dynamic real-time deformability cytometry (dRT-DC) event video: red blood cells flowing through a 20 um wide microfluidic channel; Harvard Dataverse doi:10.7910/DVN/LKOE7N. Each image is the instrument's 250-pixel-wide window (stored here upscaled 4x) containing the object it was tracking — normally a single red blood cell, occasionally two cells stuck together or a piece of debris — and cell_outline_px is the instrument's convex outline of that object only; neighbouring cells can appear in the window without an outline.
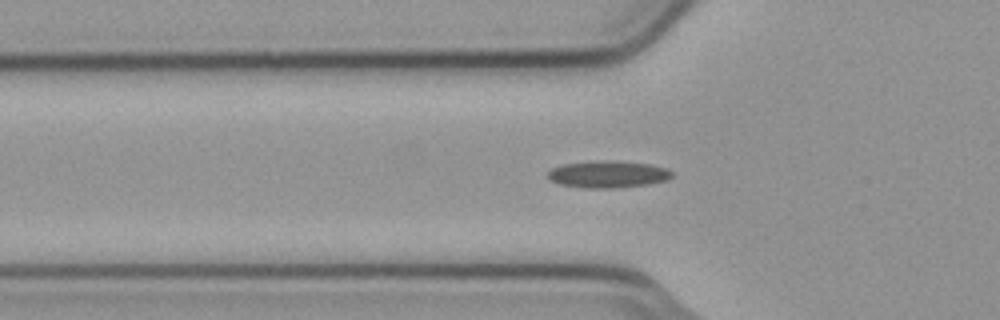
{"species": "common noctule bat (a hibernating species)", "species_latin": "Nyctalus noctula", "temperature_condition": "cold", "stored_images_in_passage": 47, "camera_frame_rate_fps": 3000, "um_per_image_px": 0.085, "animal": {"sex": "male", "body_mass_g": 23.1, "forearm_length_mm": 52.7}, "frame": {"image": 1, "passage_image": 18, "time_ms": 5.667, "image_size_px": [1000, 320], "cell_outline_px": [[672, 176], [668, 180], [648, 184], [616, 188], [584, 188], [560, 184], [552, 180], [548, 176], [548, 172], [552, 168], [564, 164], [604, 160], [648, 164], [664, 168], [672, 172]], "centroid_in_image_um": [51.68, 14.82], "position_along_channel_um": 74.1, "area_um2": 19.19}}
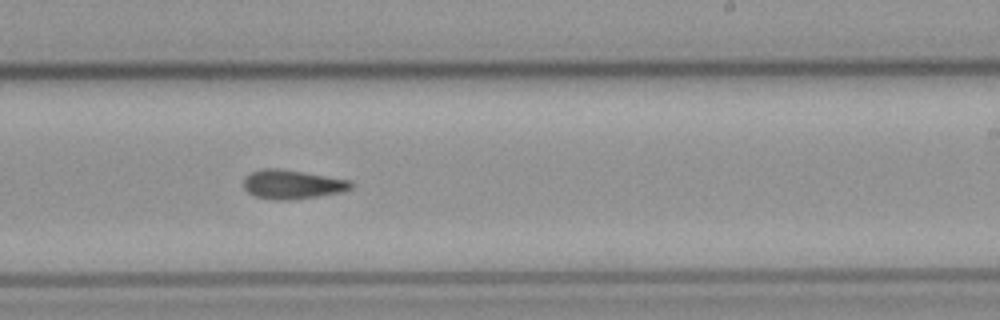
{"frame": {"image": 2, "passage_image": 33, "time_ms": 10.667, "image_size_px": [1000, 320], "cell_outline_px": [[352, 188], [340, 192], [292, 200], [276, 200], [256, 196], [248, 192], [244, 188], [244, 176], [252, 172], [264, 168], [276, 168], [348, 180], [352, 184]], "centroid_in_image_um": [24.78, 15.68], "position_along_channel_um": 264.2, "area_um2": 17.74}}
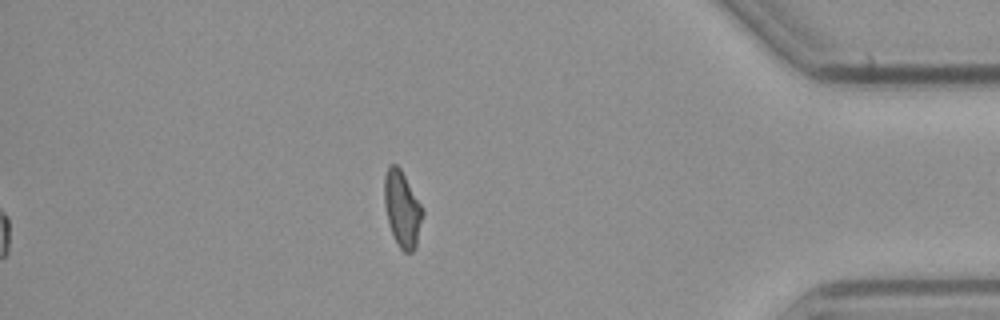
{"frame": {"image": 3, "passage_image": 47, "time_ms": 15.333, "image_size_px": [1000, 320], "cell_outline_px": [[424, 212], [416, 248], [412, 252], [404, 252], [396, 244], [388, 224], [384, 204], [384, 176], [388, 164], [396, 164], [400, 168], [424, 208]], "centroid_in_image_um": [34.19, 17.77], "position_along_channel_um": 401.0, "area_um2": 17.34}, "authors_computed_cell_mechanics": {"area_um2": 17.629, "velocity_mm_per_s": 3.7803, "shape_relaxation_time_tau1_ms": null, "shape_relaxation_time_tau2_ms": 6.3365, "deformation_change_tau1": null, "deformation_change_tau2": 0.1522}}